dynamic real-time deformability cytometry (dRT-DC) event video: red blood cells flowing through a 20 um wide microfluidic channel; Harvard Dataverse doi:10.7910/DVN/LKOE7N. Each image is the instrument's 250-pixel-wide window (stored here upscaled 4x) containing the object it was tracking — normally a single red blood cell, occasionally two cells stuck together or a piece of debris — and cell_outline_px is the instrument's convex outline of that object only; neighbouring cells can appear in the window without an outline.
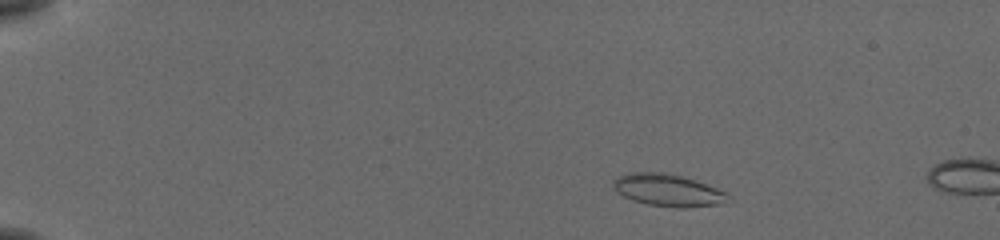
{"species": "common noctule bat (a hibernating species)", "species_latin": "Nyctalus noctula", "temperature_condition": "cold", "stored_images_in_passage": 12, "camera_frame_rate_fps": 3000, "um_per_image_px": 0.085, "animal": {"sex": "female", "body_mass_g": 19.5, "forearm_length_mm": 54.1}, "frame": {"image": 1, "passage_image": 6, "time_ms": 1.667, "image_size_px": [1000, 240], "cell_outline_px": [[728, 196], [724, 200], [716, 204], [684, 208], [676, 208], [648, 204], [632, 200], [616, 192], [612, 188], [612, 180], [616, 176], [628, 172], [664, 172], [684, 176], [728, 192]], "centroid_in_image_um": [56.68, 16.14], "position_along_channel_um": 28.3, "area_um2": 21.62}}